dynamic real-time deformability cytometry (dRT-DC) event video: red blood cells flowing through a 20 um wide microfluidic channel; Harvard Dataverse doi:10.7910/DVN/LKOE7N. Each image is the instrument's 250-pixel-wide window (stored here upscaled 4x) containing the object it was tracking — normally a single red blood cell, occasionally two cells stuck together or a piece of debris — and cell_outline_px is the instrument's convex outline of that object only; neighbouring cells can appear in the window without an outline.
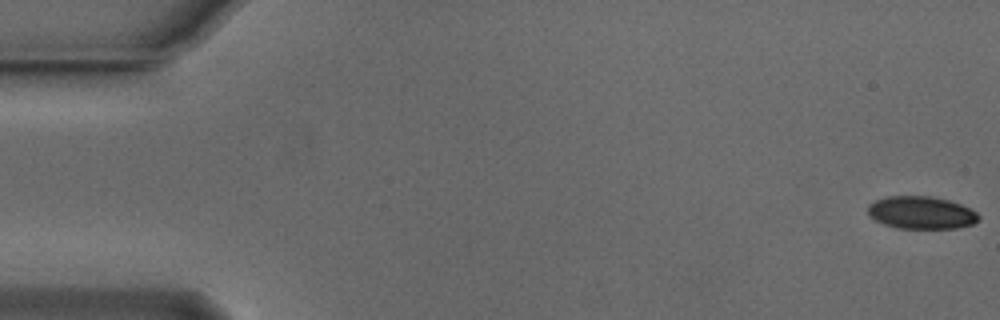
{"species": "Egyptian fruit bat (a non-hibernating species)", "species_latin": "Rousettus aegyptiacus", "temperature_condition": "cold", "stored_images_in_passage": 54, "camera_frame_rate_fps": 3000, "um_per_image_px": 0.085, "animal": {"sex": "male"}, "frame": {"image": 1, "passage_image": 1, "time_ms": 0.0, "image_size_px": [1000, 320], "cell_outline_px": [[980, 220], [972, 224], [956, 228], [896, 228], [884, 224], [868, 216], [868, 204], [876, 200], [888, 196], [932, 196], [948, 200], [960, 204], [976, 212], [980, 216]], "centroid_in_image_um": [78.29, 18.07], "position_along_channel_um": 6.7, "area_um2": 21.04}}
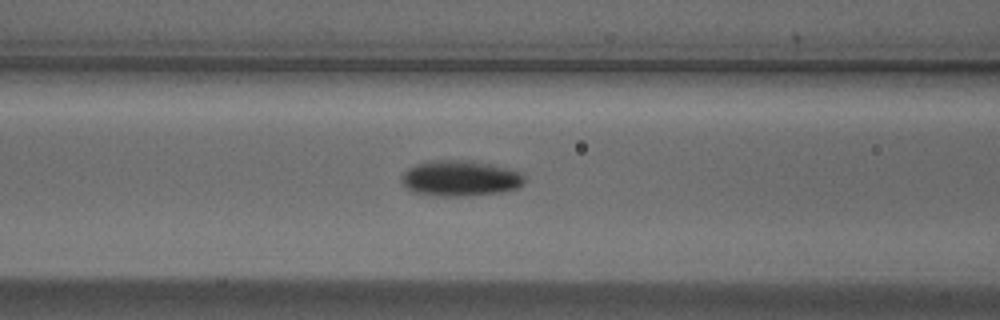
{"frame": {"image": 2, "passage_image": 22, "time_ms": 7.0, "image_size_px": [1000, 320], "cell_outline_px": [[524, 180], [516, 188], [500, 192], [472, 196], [436, 196], [412, 192], [400, 180], [400, 176], [408, 168], [416, 164], [432, 160], [472, 160], [520, 172], [524, 176]], "centroid_in_image_um": [39.05, 15.16], "position_along_channel_um": 127.5, "area_um2": 25.49}}
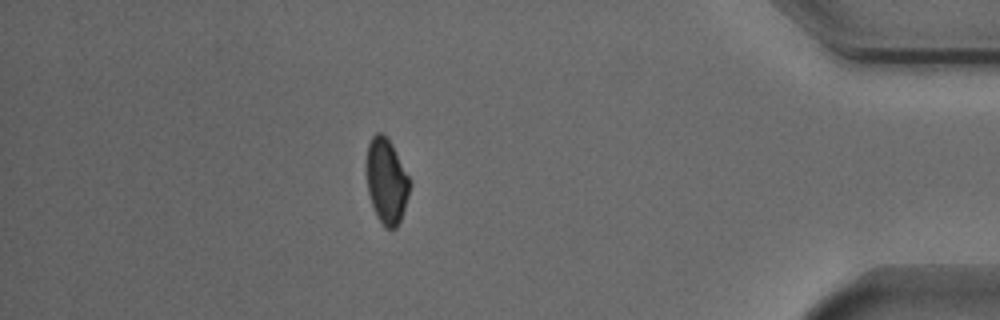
{"frame": {"image": 3, "passage_image": 47, "time_ms": 15.333, "image_size_px": [1000, 320], "cell_outline_px": [[412, 184], [400, 220], [396, 228], [384, 228], [376, 216], [368, 192], [368, 144], [372, 136], [376, 132], [380, 132], [392, 144], [412, 180]], "centroid_in_image_um": [32.89, 15.41], "position_along_channel_um": 402.3, "area_um2": 21.27}, "authors_computed_cell_mechanics": {"area_um2": 22.8021, "velocity_mm_per_s": 3.8554, "shape_relaxation_time_tau1_ms": 2.4254, "shape_relaxation_time_tau2_ms": null, "deformation_change_tau1": 0.0816, "deformation_change_tau2": null}}